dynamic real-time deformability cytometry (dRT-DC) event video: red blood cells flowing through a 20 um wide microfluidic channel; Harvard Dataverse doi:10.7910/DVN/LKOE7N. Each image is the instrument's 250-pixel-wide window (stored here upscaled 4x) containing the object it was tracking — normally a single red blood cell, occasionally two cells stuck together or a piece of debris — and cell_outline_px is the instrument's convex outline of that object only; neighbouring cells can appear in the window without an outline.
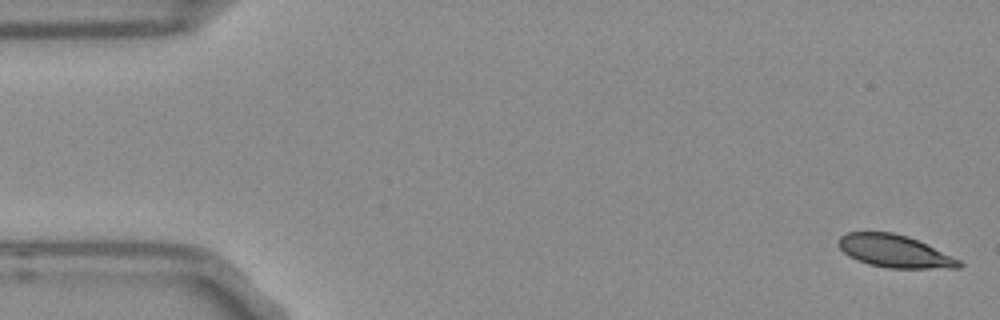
{"species": "Egyptian fruit bat (a non-hibernating species)", "species_latin": "Rousettus aegyptiacus", "temperature_condition": "room temperature", "stored_images_in_passage": 14, "camera_frame_rate_fps": 3000, "um_per_image_px": 0.085, "frame": {"image": 1, "passage_image": 1, "time_ms": 0.0, "image_size_px": [1000, 320], "cell_outline_px": [[964, 264], [960, 268], [888, 268], [868, 264], [856, 260], [848, 256], [836, 244], [836, 240], [840, 236], [848, 232], [892, 232], [908, 236], [960, 260]], "centroid_in_image_um": [75.99, 21.35], "position_along_channel_um": 9.0, "area_um2": 22.89}}
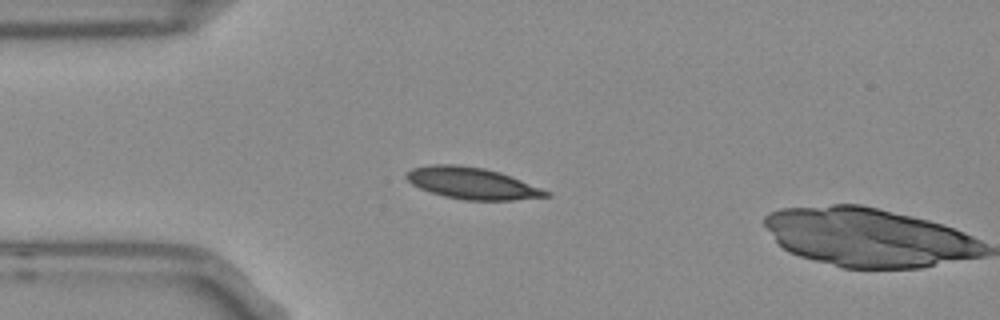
{"frame": {"image": 2, "passage_image": 13, "time_ms": 4.0, "image_size_px": [1000, 320], "cell_outline_px": [[552, 196], [512, 200], [464, 200], [444, 196], [420, 188], [412, 184], [404, 176], [412, 168], [432, 164], [456, 164], [484, 168], [500, 172], [552, 192]], "centroid_in_image_um": [40.15, 15.57], "position_along_channel_um": 44.9, "area_um2": 25.66}}